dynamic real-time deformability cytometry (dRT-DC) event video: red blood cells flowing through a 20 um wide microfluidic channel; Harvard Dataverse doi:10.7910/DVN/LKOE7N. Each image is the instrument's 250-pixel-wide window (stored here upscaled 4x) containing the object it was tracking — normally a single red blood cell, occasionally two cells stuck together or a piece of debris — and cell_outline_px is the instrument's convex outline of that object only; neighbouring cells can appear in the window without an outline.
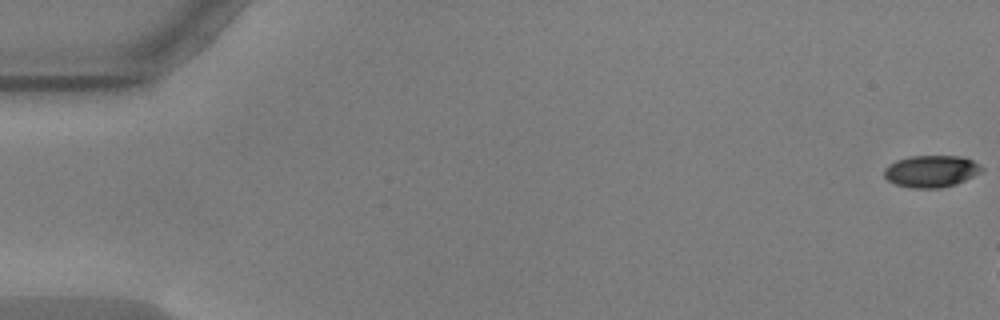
{"species": "common noctule bat (a hibernating species)", "species_latin": "Nyctalus noctula", "temperature_condition": "warm", "stored_images_in_passage": 7, "camera_frame_rate_fps": 3000, "um_per_image_px": 0.085, "animal": {"sex": "male", "body_mass_g": 17.9, "forearm_length_mm": 54.2}, "frame": {"image": 1, "passage_image": 1, "time_ms": 0.0, "image_size_px": [1000, 320], "cell_outline_px": [[984, 172], [956, 184], [940, 188], [912, 188], [896, 184], [888, 180], [884, 176], [884, 168], [888, 164], [896, 160], [908, 156], [964, 156], [980, 164], [984, 168]], "centroid_in_image_um": [79.19, 14.55], "position_along_channel_um": 5.8, "area_um2": 18.44}}